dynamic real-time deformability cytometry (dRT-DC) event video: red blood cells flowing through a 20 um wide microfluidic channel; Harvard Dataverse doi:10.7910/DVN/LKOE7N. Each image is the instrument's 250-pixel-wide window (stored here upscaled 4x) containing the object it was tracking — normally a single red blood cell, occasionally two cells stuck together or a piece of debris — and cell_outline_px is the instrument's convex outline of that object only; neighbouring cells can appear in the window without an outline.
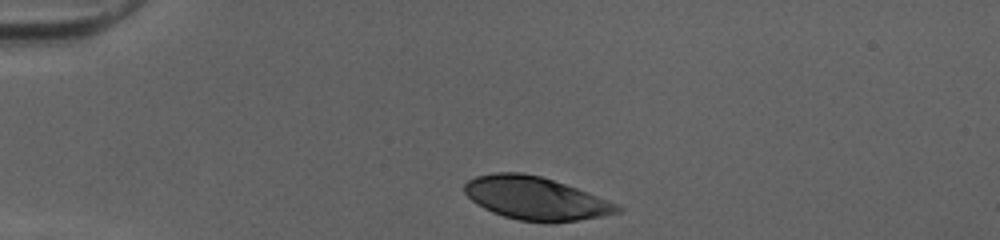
{"species": "human", "species_latin": "Homo sapiens", "temperature_condition": "cold", "stored_images_in_passage": 31, "camera_frame_rate_fps": 3000, "um_per_image_px": 0.085, "donor": {"sex": "female"}, "frame": {"image": 1, "passage_image": 1, "time_ms": 0.0, "image_size_px": [1000, 240], "cell_outline_px": [[624, 208], [620, 212], [600, 216], [552, 224], [548, 224], [520, 220], [504, 216], [492, 212], [476, 204], [464, 192], [464, 184], [468, 180], [476, 176], [496, 172], [520, 172], [540, 176], [588, 192], [620, 204]], "centroid_in_image_um": [45.54, 16.87], "position_along_channel_um": 39.5, "area_um2": 38.44}}
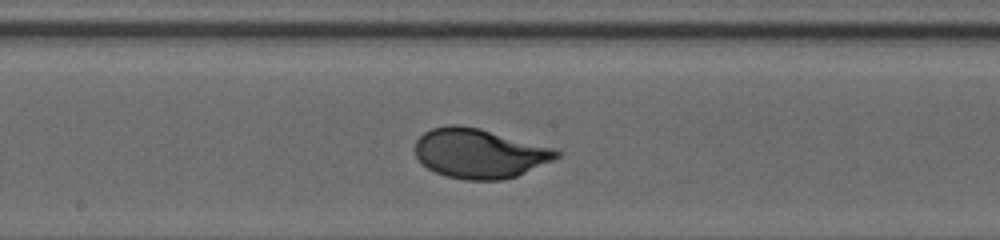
{"frame": {"image": 2, "passage_image": 17, "time_ms": 5.333, "image_size_px": [1000, 240], "cell_outline_px": [[560, 156], [552, 160], [516, 176], [500, 180], [464, 180], [444, 176], [428, 168], [416, 156], [416, 140], [424, 132], [432, 128], [448, 124], [456, 124], [480, 128], [556, 148], [560, 152]], "centroid_in_image_um": [40.75, 13.02], "position_along_channel_um": 207.5, "area_um2": 40.81}}
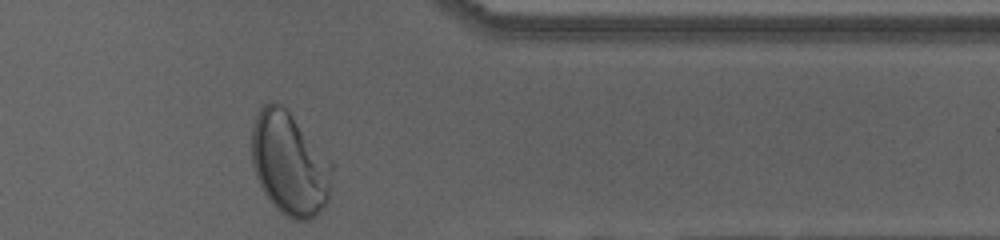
{"frame": {"image": 3, "passage_image": 31, "time_ms": 10.0, "image_size_px": [1000, 240], "cell_outline_px": [[332, 168], [328, 200], [324, 208], [312, 220], [292, 220], [284, 216], [268, 200], [256, 176], [252, 164], [252, 124], [260, 108], [268, 100], [272, 100], [288, 108], [332, 160]], "centroid_in_image_um": [24.62, 13.89], "position_along_channel_um": 386.8, "area_um2": 49.19}, "authors_computed_cell_mechanics": {"area_um2": 40.2866, "velocity_mm_per_s": 4.0241, "shape_relaxation_time_tau1_ms": 2.4222, "shape_relaxation_time_tau2_ms": null, "deformation_change_tau1": 0.1648, "deformation_change_tau2": null}}